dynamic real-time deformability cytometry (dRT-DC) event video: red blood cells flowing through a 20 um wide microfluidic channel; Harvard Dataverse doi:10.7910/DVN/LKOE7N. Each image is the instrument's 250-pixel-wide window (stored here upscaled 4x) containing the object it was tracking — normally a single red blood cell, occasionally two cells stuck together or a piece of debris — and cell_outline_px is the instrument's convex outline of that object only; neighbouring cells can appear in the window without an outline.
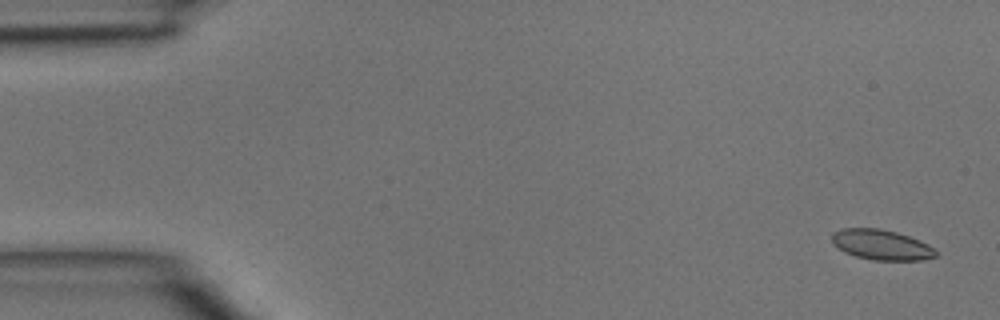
{"species": "common noctule bat (a hibernating species)", "species_latin": "Nyctalus noctula", "temperature_condition": "room temperature", "stored_images_in_passage": 46, "camera_frame_rate_fps": 3000, "um_per_image_px": 0.085, "animal": {"sex": "male", "body_mass_g": 15.6}, "frame": {"image": 1, "passage_image": 2, "time_ms": 0.333, "image_size_px": [1000, 320], "cell_outline_px": [[936, 256], [924, 260], [872, 260], [856, 256], [844, 252], [832, 244], [832, 232], [840, 228], [880, 228], [896, 232], [908, 236], [928, 244], [936, 252]], "centroid_in_image_um": [74.87, 20.8], "position_along_channel_um": 10.1, "area_um2": 18.32}}
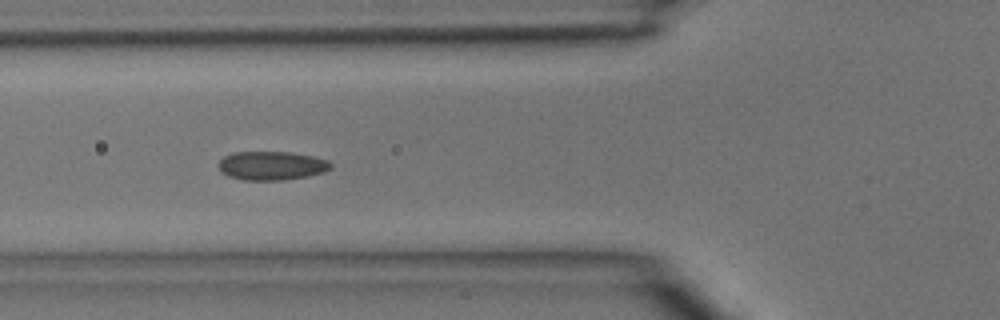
{"frame": {"image": 2, "passage_image": 17, "time_ms": 5.333, "image_size_px": [1000, 320], "cell_outline_px": [[332, 168], [324, 172], [308, 176], [280, 180], [244, 180], [228, 176], [220, 172], [220, 160], [224, 156], [232, 152], [292, 152], [312, 156], [328, 160], [332, 164]], "centroid_in_image_um": [23.1, 14.08], "position_along_channel_um": 102.7, "area_um2": 18.84}}
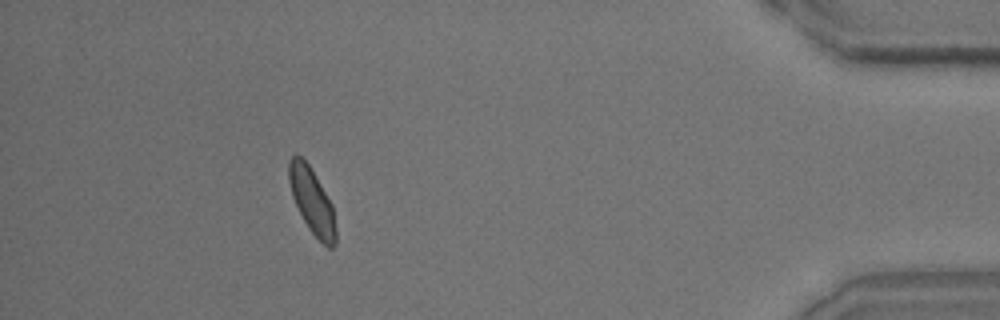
{"frame": {"image": 3, "passage_image": 42, "time_ms": 13.667, "image_size_px": [1000, 320], "cell_outline_px": [[336, 244], [332, 248], [328, 248], [308, 228], [292, 196], [288, 180], [288, 164], [292, 156], [296, 152], [308, 164], [332, 204], [336, 228]], "centroid_in_image_um": [26.52, 17.08], "position_along_channel_um": 408.7, "area_um2": 17.69}}